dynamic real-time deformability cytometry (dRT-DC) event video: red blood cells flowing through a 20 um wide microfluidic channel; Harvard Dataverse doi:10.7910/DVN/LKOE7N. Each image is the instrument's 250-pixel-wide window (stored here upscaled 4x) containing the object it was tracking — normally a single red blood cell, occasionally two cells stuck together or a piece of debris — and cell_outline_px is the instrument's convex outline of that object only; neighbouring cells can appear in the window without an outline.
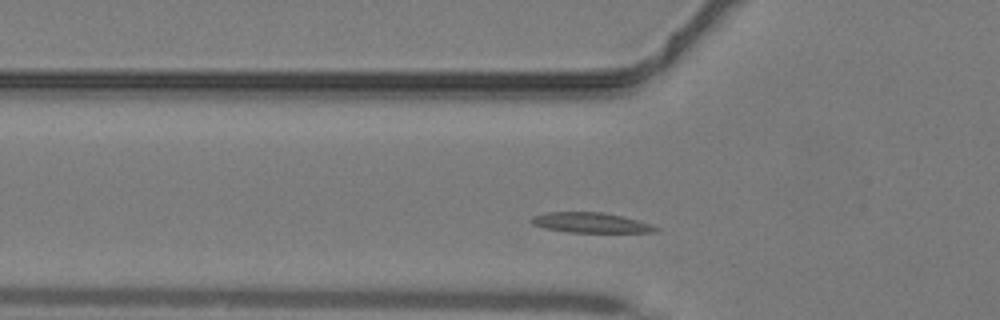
{"species": "common noctule bat (a hibernating species)", "species_latin": "Nyctalus noctula", "temperature_condition": "warm", "stored_images_in_passage": 37, "camera_frame_rate_fps": 3000, "um_per_image_px": 0.085, "animal": {"sex": "male", "body_mass_g": 19.2, "forearm_length_mm": 51.8}, "frame": {"image": 1, "passage_image": 7, "time_ms": 2.0, "image_size_px": [1000, 320], "cell_outline_px": [[656, 232], [568, 232], [544, 228], [532, 224], [528, 220], [532, 216], [548, 212], [600, 212], [620, 216], [636, 220], [648, 224], [656, 228]], "centroid_in_image_um": [50.08, 18.92], "position_along_channel_um": 75.7, "area_um2": 14.28}}
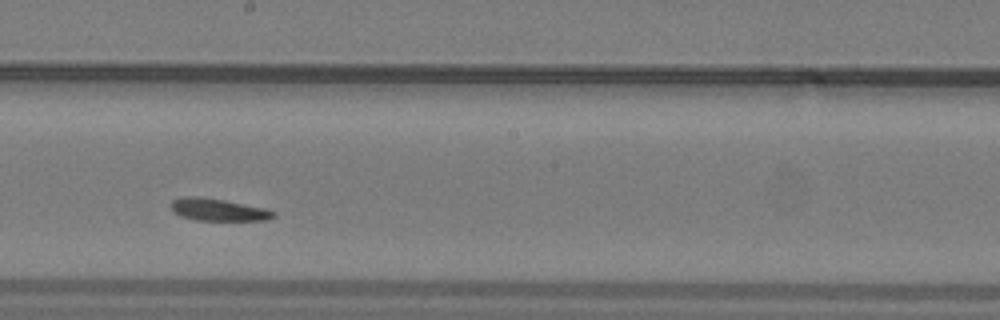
{"frame": {"image": 2, "passage_image": 17, "time_ms": 5.333, "image_size_px": [1000, 320], "cell_outline_px": [[276, 216], [268, 220], [196, 220], [180, 216], [172, 212], [172, 200], [184, 196], [196, 196], [224, 200], [264, 208], [276, 212]], "centroid_in_image_um": [18.54, 17.83], "position_along_channel_um": 229.7, "area_um2": 13.24}}
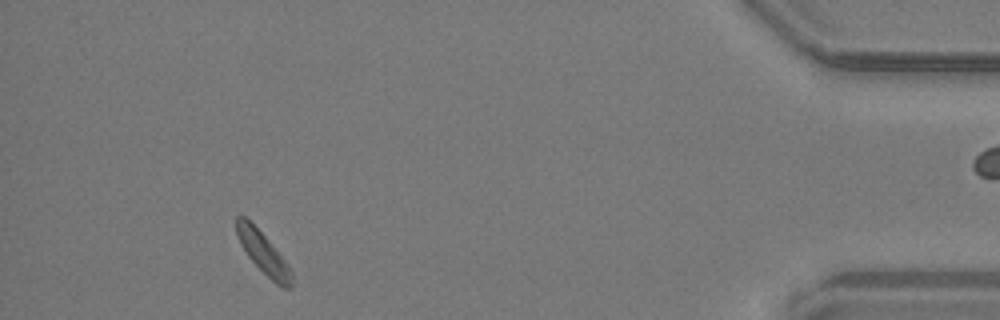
{"frame": {"image": 3, "passage_image": 33, "time_ms": 10.667, "image_size_px": [1000, 320], "cell_outline_px": [[292, 288], [284, 288], [276, 284], [248, 256], [240, 244], [236, 232], [236, 216], [244, 216], [268, 240], [292, 268]], "centroid_in_image_um": [22.4, 21.53], "position_along_channel_um": 412.8, "area_um2": 13.06}}